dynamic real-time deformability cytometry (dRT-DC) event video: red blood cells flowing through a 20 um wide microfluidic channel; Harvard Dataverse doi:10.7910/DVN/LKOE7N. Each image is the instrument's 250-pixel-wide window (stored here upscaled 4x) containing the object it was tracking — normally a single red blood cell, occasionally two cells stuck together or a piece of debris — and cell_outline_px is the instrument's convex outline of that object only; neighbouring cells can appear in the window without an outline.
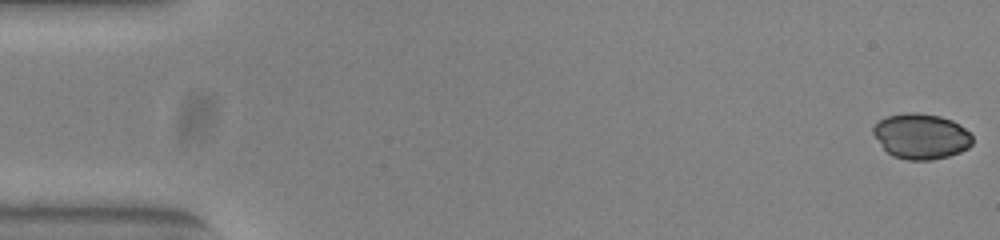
{"species": "common noctule bat (a hibernating species)", "species_latin": "Nyctalus noctula", "temperature_condition": "warm", "stored_images_in_passage": 53, "camera_frame_rate_fps": 3000, "um_per_image_px": 0.085, "animal": {"sex": "female", "body_mass_g": 23.0, "forearm_length_mm": 53.4}, "frame": {"image": 1, "passage_image": 1, "time_ms": 0.0, "image_size_px": [1000, 240], "cell_outline_px": [[972, 144], [968, 148], [960, 152], [948, 156], [932, 160], [908, 160], [892, 156], [884, 148], [872, 132], [872, 128], [880, 120], [888, 116], [908, 112], [916, 112], [940, 116], [952, 120], [960, 124], [972, 136]], "centroid_in_image_um": [78.31, 11.58], "position_along_channel_um": 6.7, "area_um2": 26.18}}
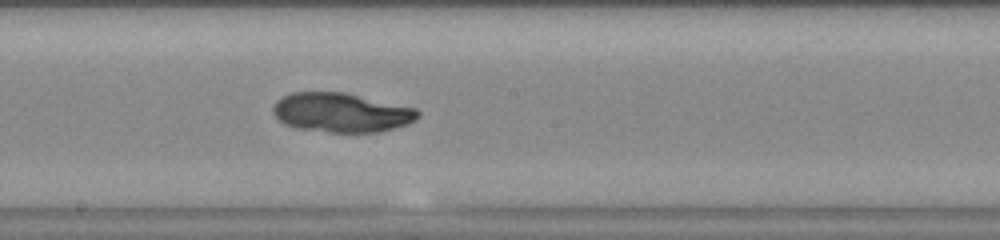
{"frame": {"image": 2, "passage_image": 29, "time_ms": 9.333, "image_size_px": [1000, 240], "cell_outline_px": [[420, 116], [408, 124], [376, 132], [332, 132], [296, 128], [284, 124], [272, 112], [272, 108], [276, 100], [292, 92], [344, 92], [416, 108], [420, 112]], "centroid_in_image_um": [29.0, 9.56], "position_along_channel_um": 219.2, "area_um2": 33.06}}
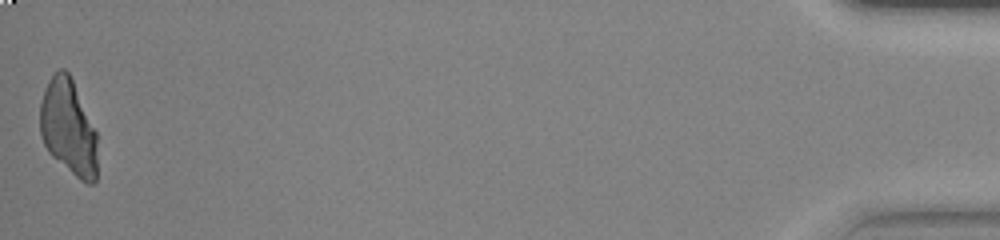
{"frame": {"image": 3, "passage_image": 53, "time_ms": 17.333, "image_size_px": [1000, 240], "cell_outline_px": [[96, 180], [92, 184], [88, 184], [80, 180], [52, 156], [48, 152], [44, 144], [40, 132], [40, 104], [48, 80], [60, 68], [64, 68], [68, 72], [72, 80], [96, 132]], "centroid_in_image_um": [5.8, 10.85], "position_along_channel_um": 429.4, "area_um2": 31.5}}